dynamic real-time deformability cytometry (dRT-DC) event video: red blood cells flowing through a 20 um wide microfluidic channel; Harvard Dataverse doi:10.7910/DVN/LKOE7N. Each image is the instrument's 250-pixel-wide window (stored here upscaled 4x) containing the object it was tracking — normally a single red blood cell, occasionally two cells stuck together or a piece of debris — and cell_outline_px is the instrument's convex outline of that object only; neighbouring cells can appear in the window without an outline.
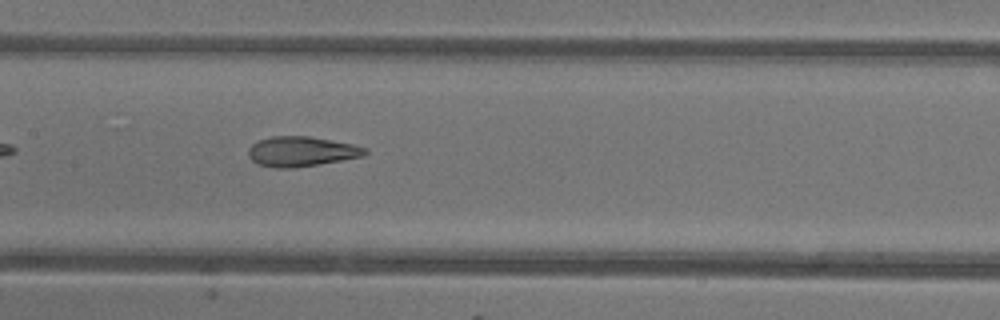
{"species": "common noctule bat (a hibernating species)", "species_latin": "Nyctalus noctula", "temperature_condition": "warm", "stored_images_in_passage": 32, "camera_frame_rate_fps": 3000, "um_per_image_px": 0.085, "animal": {"sex": "female"}, "frame": {"image": 1, "passage_image": 10, "time_ms": 3.0, "image_size_px": [1000, 320], "cell_outline_px": [[368, 152], [364, 156], [292, 168], [276, 168], [256, 164], [248, 156], [248, 148], [252, 144], [260, 140], [272, 136], [308, 136], [352, 144], [368, 148]], "centroid_in_image_um": [25.59, 12.87], "position_along_channel_um": 181.8, "area_um2": 20.23}}
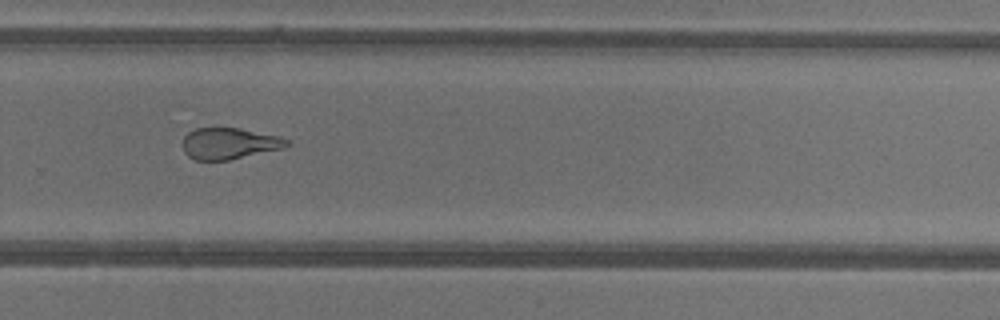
{"frame": {"image": 2, "passage_image": 19, "time_ms": 6.0, "image_size_px": [1000, 320], "cell_outline_px": [[292, 144], [284, 148], [228, 160], [196, 160], [188, 156], [184, 152], [184, 136], [188, 132], [196, 128], [216, 124], [240, 128], [280, 136], [288, 140]], "centroid_in_image_um": [19.49, 12.14], "position_along_channel_um": 310.3, "area_um2": 19.65}, "authors_computed_cell_mechanics": {"area_um2": 20.6057, "velocity_mm_per_s": 4.3118, "shape_relaxation_time_tau1_ms": null, "shape_relaxation_time_tau2_ms": 1.5667, "deformation_change_tau1": null, "deformation_change_tau2": 0.1036}}